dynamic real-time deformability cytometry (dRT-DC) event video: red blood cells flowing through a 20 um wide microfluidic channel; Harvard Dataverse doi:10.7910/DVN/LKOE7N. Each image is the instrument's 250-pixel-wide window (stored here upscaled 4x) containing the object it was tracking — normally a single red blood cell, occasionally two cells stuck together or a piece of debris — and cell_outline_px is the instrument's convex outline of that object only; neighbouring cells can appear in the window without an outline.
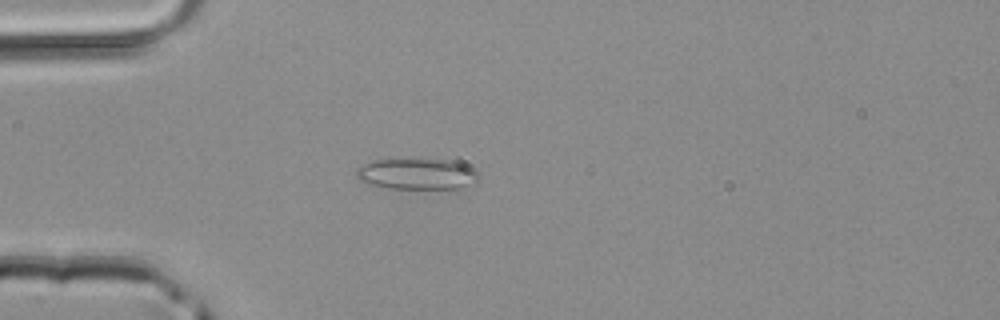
{"species": "common noctule bat (a hibernating species)", "species_latin": "Nyctalus noctula", "temperature_condition": "room temperature", "stored_images_in_passage": 2, "camera_frame_rate_fps": 3000, "um_per_image_px": 0.085, "animal": {"sex": "male", "body_mass_g": 20.4}, "frame": {"image": 1, "passage_image": 2, "time_ms": 0.333, "image_size_px": [1000, 320], "cell_outline_px": [[480, 176], [476, 180], [460, 188], [388, 188], [368, 184], [360, 180], [356, 176], [356, 168], [360, 164], [376, 160], [400, 156], [416, 156], [456, 160], [468, 164], [480, 172]], "centroid_in_image_um": [35.44, 14.7], "position_along_channel_um": 49.6, "area_um2": 23.52}}